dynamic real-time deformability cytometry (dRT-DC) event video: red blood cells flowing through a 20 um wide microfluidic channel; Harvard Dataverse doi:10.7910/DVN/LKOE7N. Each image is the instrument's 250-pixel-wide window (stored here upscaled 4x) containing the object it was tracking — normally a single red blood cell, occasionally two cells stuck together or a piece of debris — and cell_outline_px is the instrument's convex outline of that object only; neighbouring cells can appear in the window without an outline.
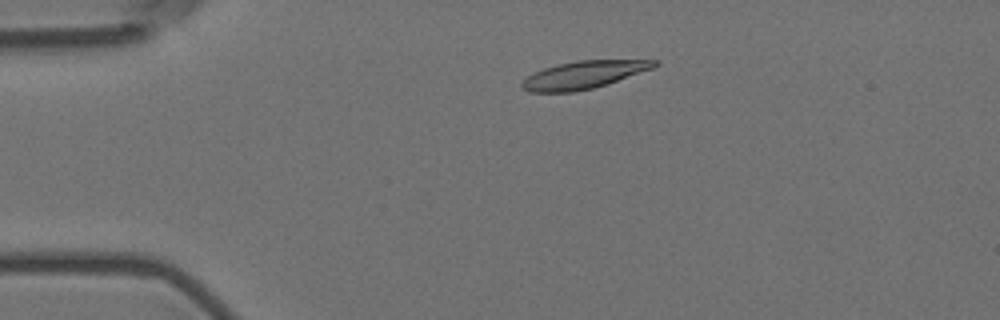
{"species": "Egyptian fruit bat (a non-hibernating species)", "species_latin": "Rousettus aegyptiacus", "temperature_condition": "room temperature", "stored_images_in_passage": 5, "camera_frame_rate_fps": 3000, "um_per_image_px": 0.085, "animal": {"sex": "female"}, "frame": {"image": 1, "passage_image": 3, "time_ms": 0.667, "image_size_px": [1000, 320], "cell_outline_px": [[660, 64], [652, 68], [592, 88], [572, 92], [528, 92], [520, 88], [520, 84], [528, 76], [544, 68], [556, 64], [576, 60], [660, 60]], "centroid_in_image_um": [49.56, 6.35], "position_along_channel_um": 35.4, "area_um2": 21.04}}
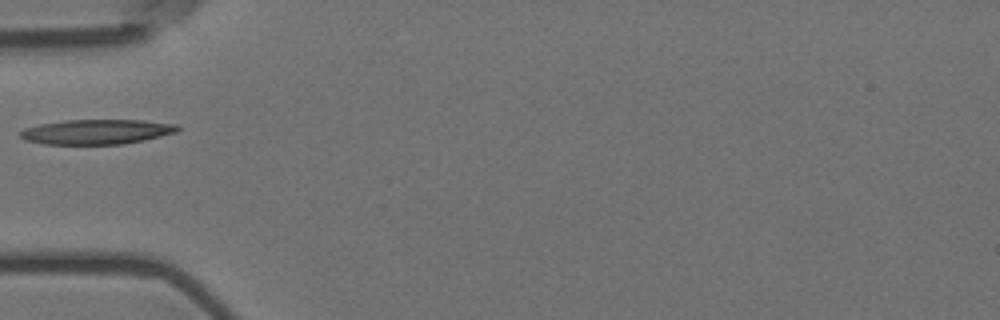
{"frame": {"image": 2, "passage_image": 5, "time_ms": 1.333, "image_size_px": [1000, 320], "cell_outline_px": [[180, 128], [176, 132], [144, 140], [124, 144], [44, 144], [24, 140], [20, 136], [20, 132], [24, 128], [40, 124], [64, 120], [144, 120], [180, 124]], "centroid_in_image_um": [8.23, 11.2], "position_along_channel_um": 76.8, "area_um2": 22.89}}